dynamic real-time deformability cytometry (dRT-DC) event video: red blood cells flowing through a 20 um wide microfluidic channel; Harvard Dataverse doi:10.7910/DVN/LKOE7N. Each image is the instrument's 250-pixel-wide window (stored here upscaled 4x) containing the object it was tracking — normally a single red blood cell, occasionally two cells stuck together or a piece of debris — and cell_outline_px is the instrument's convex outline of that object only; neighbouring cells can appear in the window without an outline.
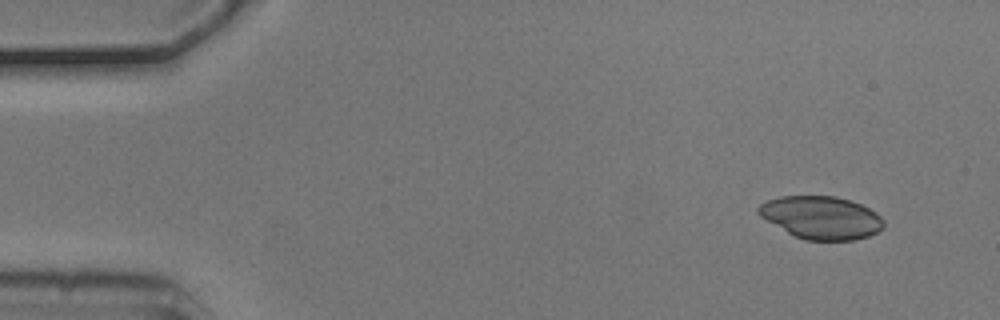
{"species": "common noctule bat (a hibernating species)", "species_latin": "Nyctalus noctula", "temperature_condition": "cold", "stored_images_in_passage": 3, "camera_frame_rate_fps": 3000, "um_per_image_px": 0.085, "animal": {"sex": "male", "body_mass_g": 20.5, "forearm_length_mm": 52.5}, "frame": {"image": 1, "passage_image": 1, "time_ms": 0.0, "image_size_px": [1000, 320], "cell_outline_px": [[884, 228], [868, 236], [852, 240], [804, 240], [792, 236], [760, 216], [756, 212], [756, 208], [760, 204], [768, 200], [780, 196], [836, 196], [852, 200], [876, 212], [884, 220]], "centroid_in_image_um": [69.79, 18.49], "position_along_channel_um": 15.2, "area_um2": 31.44}}